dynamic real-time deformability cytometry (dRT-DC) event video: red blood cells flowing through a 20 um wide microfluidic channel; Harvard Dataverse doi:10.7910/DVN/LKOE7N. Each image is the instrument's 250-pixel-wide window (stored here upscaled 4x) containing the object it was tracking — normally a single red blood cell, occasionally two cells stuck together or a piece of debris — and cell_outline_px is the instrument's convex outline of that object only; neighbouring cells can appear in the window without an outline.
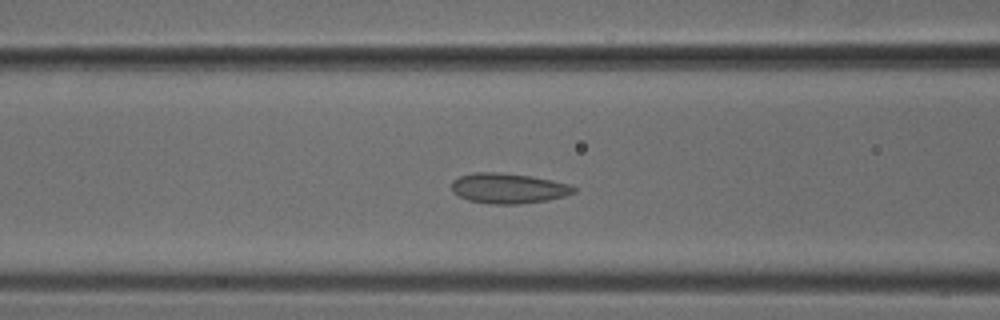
{"species": "common noctule bat (a hibernating species)", "species_latin": "Nyctalus noctula", "temperature_condition": "cold", "stored_images_in_passage": 45, "camera_frame_rate_fps": 3000, "um_per_image_px": 0.085, "animal": {"sex": "male", "body_mass_g": 18.8}, "frame": {"image": 1, "passage_image": 19, "time_ms": 6.0, "image_size_px": [1000, 320], "cell_outline_px": [[576, 192], [564, 196], [548, 200], [516, 204], [488, 204], [468, 200], [452, 192], [452, 180], [460, 176], [472, 172], [500, 172], [532, 176], [552, 180], [568, 184], [576, 188]], "centroid_in_image_um": [43.19, 16.0], "position_along_channel_um": 123.4, "area_um2": 21.62}}
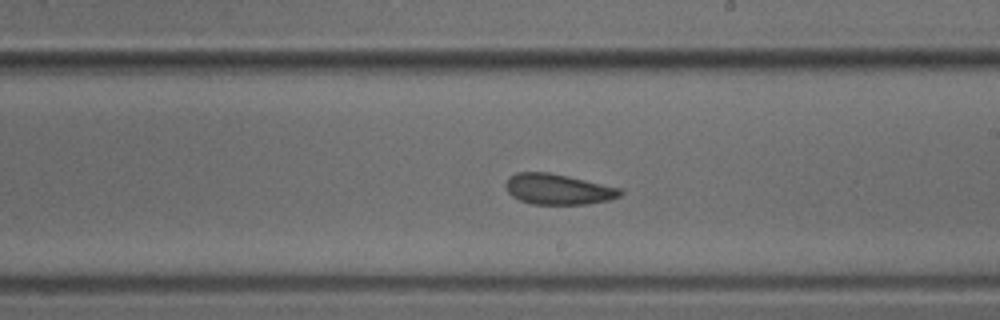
{"frame": {"image": 2, "passage_image": 28, "time_ms": 9.0, "image_size_px": [1000, 320], "cell_outline_px": [[624, 192], [620, 196], [608, 200], [588, 204], [532, 204], [520, 200], [512, 196], [508, 192], [504, 184], [508, 176], [516, 172], [548, 172], [568, 176], [620, 188]], "centroid_in_image_um": [47.4, 16.08], "position_along_channel_um": 241.6, "area_um2": 20.46}}
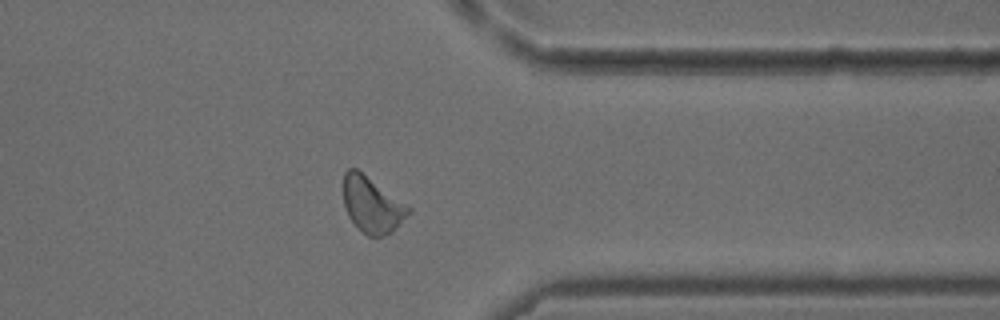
{"frame": {"image": 3, "passage_image": 39, "time_ms": 12.667, "image_size_px": [1000, 320], "cell_outline_px": [[412, 212], [392, 232], [384, 236], [368, 236], [348, 216], [344, 204], [344, 172], [348, 168], [356, 168], [412, 208]], "centroid_in_image_um": [31.65, 17.41], "position_along_channel_um": 379.8, "area_um2": 20.92}}